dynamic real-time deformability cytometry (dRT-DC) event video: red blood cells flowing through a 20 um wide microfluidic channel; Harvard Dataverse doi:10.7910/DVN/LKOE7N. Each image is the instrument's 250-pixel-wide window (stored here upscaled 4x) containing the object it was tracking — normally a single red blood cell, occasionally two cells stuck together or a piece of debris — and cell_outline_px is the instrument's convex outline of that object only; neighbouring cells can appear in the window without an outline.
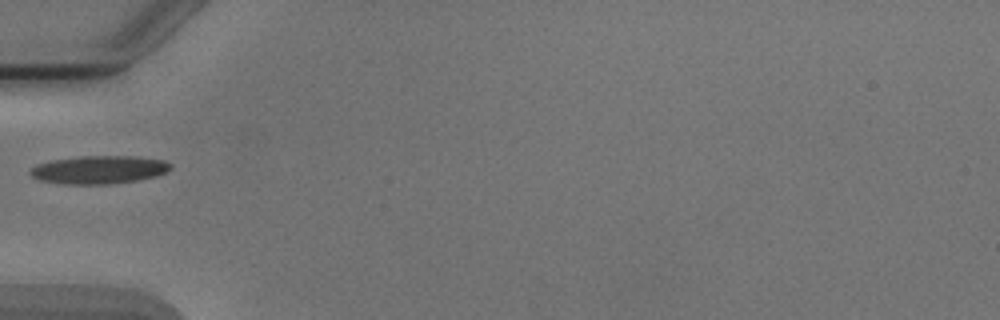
{"species": "Egyptian fruit bat (a non-hibernating species)", "species_latin": "Rousettus aegyptiacus", "temperature_condition": "cold", "stored_images_in_passage": 1, "camera_frame_rate_fps": 3000, "um_per_image_px": 0.085, "animal": {"sex": "male"}, "frame": {"image": 1, "passage_image": 1, "time_ms": 0.0, "image_size_px": [1000, 320], "cell_outline_px": [[172, 168], [156, 176], [136, 180], [112, 184], [64, 184], [40, 180], [32, 176], [28, 172], [36, 164], [52, 160], [80, 156], [136, 156], [164, 160], [172, 164]], "centroid_in_image_um": [8.41, 14.42], "position_along_channel_um": 76.6, "area_um2": 23.0}}